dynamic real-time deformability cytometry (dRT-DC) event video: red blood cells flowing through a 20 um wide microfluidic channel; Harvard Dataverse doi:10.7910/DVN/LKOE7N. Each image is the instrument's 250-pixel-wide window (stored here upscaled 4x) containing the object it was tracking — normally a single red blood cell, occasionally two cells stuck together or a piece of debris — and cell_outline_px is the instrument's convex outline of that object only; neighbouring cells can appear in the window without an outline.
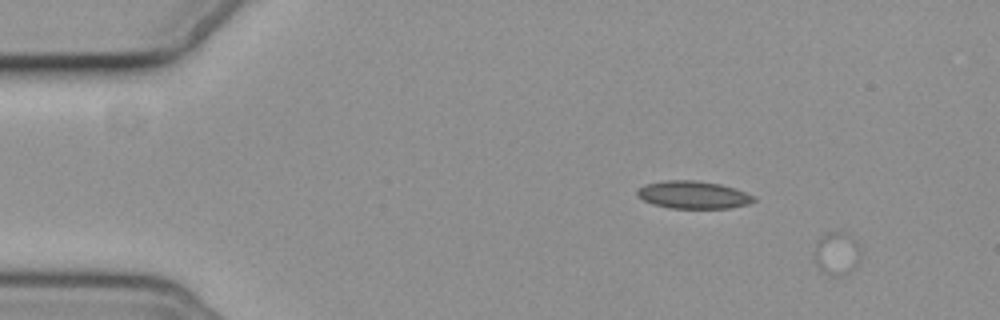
{"species": "common noctule bat (a hibernating species)", "species_latin": "Nyctalus noctula", "temperature_condition": "cold", "stored_images_in_passage": 4, "segment_of_instrument_passage": [1, 2], "camera_frame_rate_fps": 3000, "um_per_image_px": 0.085, "animal": {"sex": "female", "body_mass_g": 19.3, "forearm_length_mm": 54.1}, "frame": {"image": 1, "passage_image": 1, "time_ms": 0.0, "image_size_px": [1000, 320], "cell_outline_px": [[860, 260], [844, 276], [832, 276], [824, 272], [816, 264], [812, 256], [816, 244], [820, 236], [828, 232], [844, 232], [856, 240], [860, 244]], "centroid_in_image_um": [71.11, 21.53], "position_along_channel_um": 13.9, "area_um2": 11.79}}